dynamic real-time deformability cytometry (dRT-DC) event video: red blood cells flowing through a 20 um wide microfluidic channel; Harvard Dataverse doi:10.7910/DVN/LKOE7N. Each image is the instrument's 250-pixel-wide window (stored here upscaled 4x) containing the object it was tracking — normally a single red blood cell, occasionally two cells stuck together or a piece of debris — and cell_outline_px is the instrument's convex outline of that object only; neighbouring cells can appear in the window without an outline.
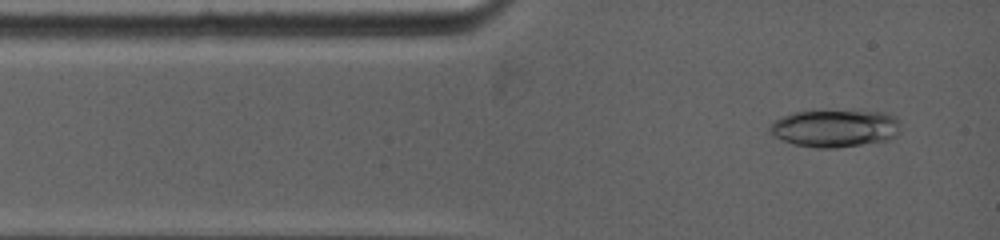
{"species": "common noctule bat (a hibernating species)", "species_latin": "Nyctalus noctula", "temperature_condition": "warm", "stored_images_in_passage": 9, "camera_frame_rate_fps": 5000, "um_per_image_px": 0.085, "animal": {"sex": "female", "body_mass_g": 19.0, "forearm_length_mm": 53.3}, "frame": {"image": 1, "passage_image": 1, "time_ms": 0.0, "image_size_px": [1000, 240], "cell_outline_px": [[900, 120], [896, 136], [888, 140], [836, 148], [816, 148], [792, 144], [772, 136], [768, 132], [768, 128], [780, 116], [792, 112], [884, 112], [896, 116]], "centroid_in_image_um": [70.93, 10.93], "position_along_channel_um": 14.1, "area_um2": 28.38}}
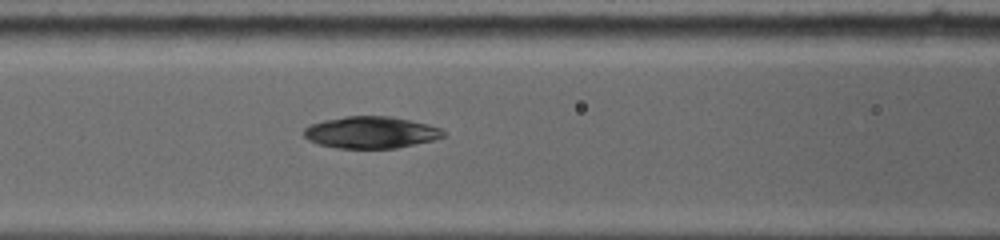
{"frame": {"image": 2, "passage_image": 6, "time_ms": 3.8, "image_size_px": [1000, 240], "cell_outline_px": [[444, 136], [432, 140], [396, 148], [336, 148], [320, 144], [308, 140], [304, 136], [304, 128], [312, 124], [324, 120], [344, 116], [388, 116], [428, 124], [440, 128], [444, 132]], "centroid_in_image_um": [31.5, 11.25], "position_along_channel_um": 135.1, "area_um2": 25.61}}
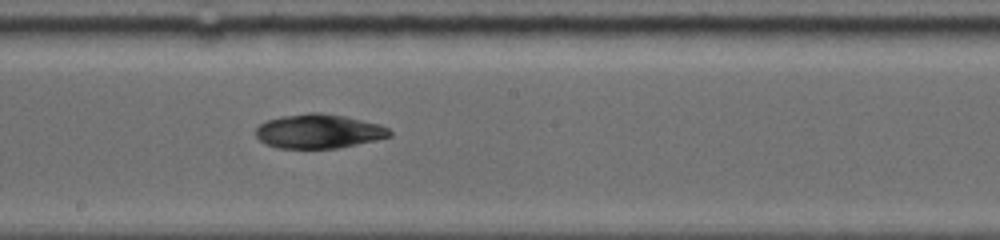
{"frame": {"image": 3, "passage_image": 9, "time_ms": 6.0, "image_size_px": [1000, 240], "cell_outline_px": [[392, 136], [340, 148], [276, 148], [264, 144], [256, 136], [256, 128], [260, 124], [268, 120], [280, 116], [308, 112], [320, 112], [344, 116], [380, 124], [388, 128], [392, 132]], "centroid_in_image_um": [27.08, 11.16], "position_along_channel_um": 221.1, "area_um2": 26.82}}